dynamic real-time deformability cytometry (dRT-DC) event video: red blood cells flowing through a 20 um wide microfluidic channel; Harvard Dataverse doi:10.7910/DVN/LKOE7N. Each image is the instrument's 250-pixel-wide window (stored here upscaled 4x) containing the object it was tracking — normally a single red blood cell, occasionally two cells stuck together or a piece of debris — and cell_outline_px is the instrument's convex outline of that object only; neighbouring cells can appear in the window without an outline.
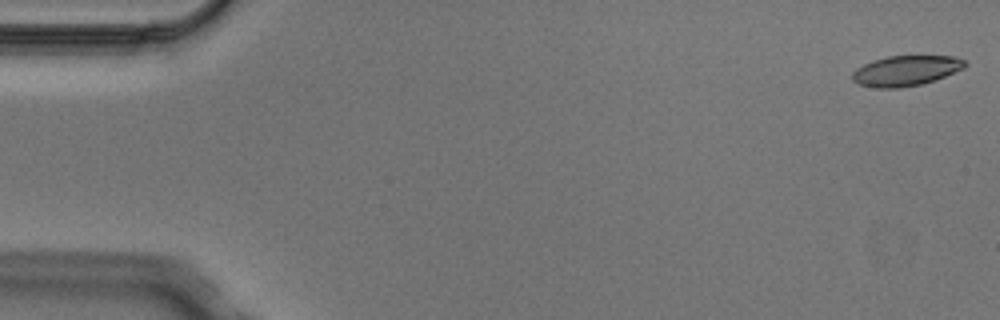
{"species": "Egyptian fruit bat (a non-hibernating species)", "species_latin": "Rousettus aegyptiacus", "temperature_condition": "cold", "stored_images_in_passage": 9, "camera_frame_rate_fps": 3000, "um_per_image_px": 0.085, "animal": {"sex": "male"}, "frame": {"image": 1, "passage_image": 1, "time_ms": 0.0, "image_size_px": [1000, 320], "cell_outline_px": [[968, 64], [964, 68], [944, 76], [920, 84], [900, 88], [876, 88], [860, 84], [852, 80], [852, 72], [856, 68], [872, 60], [888, 56], [956, 56], [964, 60]], "centroid_in_image_um": [76.98, 6.0], "position_along_channel_um": 8.0, "area_um2": 19.77}}
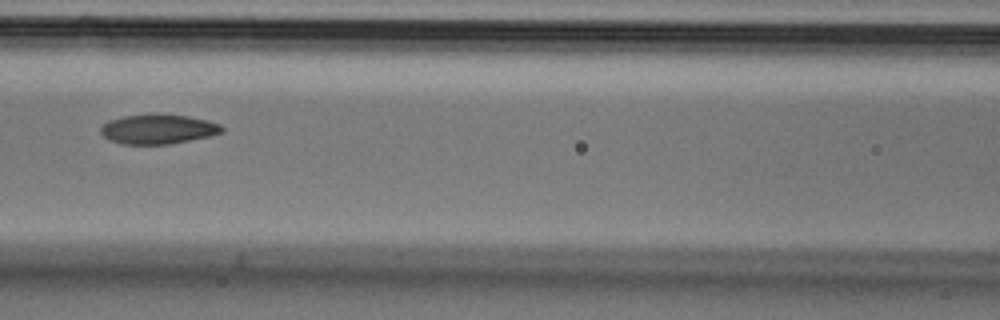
{"frame": {"image": 2, "passage_image": 6, "time_ms": 1.667, "image_size_px": [1000, 320], "cell_outline_px": [[224, 132], [208, 136], [168, 144], [120, 144], [108, 140], [100, 132], [100, 128], [108, 120], [124, 116], [156, 112], [188, 116], [208, 120], [220, 124], [224, 128]], "centroid_in_image_um": [13.42, 10.95], "position_along_channel_um": 153.2, "area_um2": 21.27}}
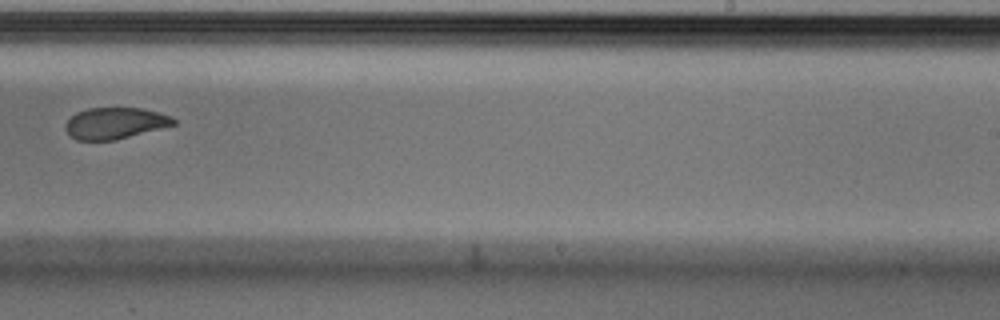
{"frame": {"image": 3, "passage_image": 9, "time_ms": 2.667, "image_size_px": [1000, 320], "cell_outline_px": [[176, 124], [116, 140], [76, 140], [64, 128], [64, 124], [76, 112], [88, 108], [140, 108], [172, 116], [176, 120]], "centroid_in_image_um": [9.77, 10.47], "position_along_channel_um": 279.2, "area_um2": 19.65}}